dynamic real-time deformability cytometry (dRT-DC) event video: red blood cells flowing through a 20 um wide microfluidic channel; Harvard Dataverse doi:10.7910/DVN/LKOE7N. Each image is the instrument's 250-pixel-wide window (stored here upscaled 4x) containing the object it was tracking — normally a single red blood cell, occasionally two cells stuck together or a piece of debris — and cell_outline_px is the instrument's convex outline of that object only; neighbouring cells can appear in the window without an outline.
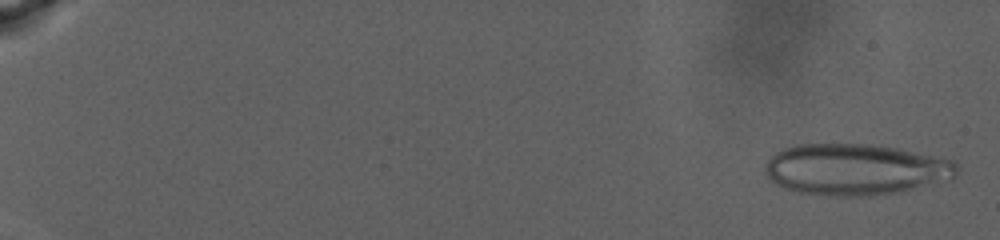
{"species": "human", "species_latin": "Homo sapiens", "temperature_condition": "warm", "stored_images_in_passage": 87, "camera_frame_rate_fps": 3000, "um_per_image_px": 0.085, "donor": {"sex": "male"}, "frame": {"image": 1, "passage_image": 3, "time_ms": 0.667, "image_size_px": [1000, 240], "cell_outline_px": [[956, 176], [952, 180], [872, 196], [824, 196], [796, 192], [784, 188], [776, 184], [764, 172], [764, 168], [768, 160], [776, 152], [784, 148], [796, 144], [872, 144], [896, 148], [952, 160], [956, 164]], "centroid_in_image_um": [72.67, 14.41], "position_along_channel_um": 12.3, "area_um2": 57.22}}
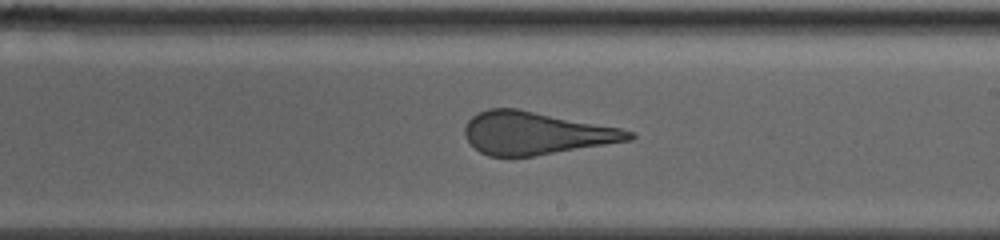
{"frame": {"image": 2, "passage_image": 56, "time_ms": 18.333, "image_size_px": [1000, 240], "cell_outline_px": [[636, 136], [632, 140], [532, 156], [488, 156], [480, 152], [464, 136], [464, 128], [468, 120], [472, 116], [488, 108], [516, 108], [620, 128], [636, 132]], "centroid_in_image_um": [45.54, 11.31], "position_along_channel_um": 243.5, "area_um2": 40.58}}
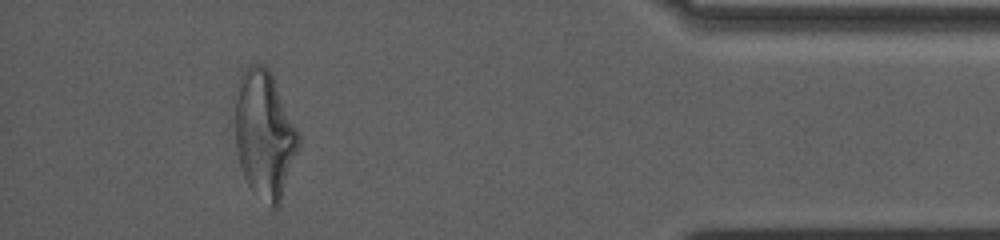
{"frame": {"image": 3, "passage_image": 81, "time_ms": 26.667, "image_size_px": [1000, 240], "cell_outline_px": [[300, 148], [280, 204], [276, 208], [268, 208], [252, 192], [244, 176], [240, 164], [236, 148], [232, 100], [232, 96], [240, 76], [252, 64], [264, 64], [268, 68], [300, 132]], "centroid_in_image_um": [22.46, 11.46], "position_along_channel_um": 412.7, "area_um2": 48.55}, "authors_computed_cell_mechanics": {"area_um2": 48.3786, "velocity_mm_per_s": 2.4904, "shape_relaxation_time_tau1_ms": null, "shape_relaxation_time_tau2_ms": 1.1864, "deformation_change_tau1": null, "deformation_change_tau2": 0.1138}}